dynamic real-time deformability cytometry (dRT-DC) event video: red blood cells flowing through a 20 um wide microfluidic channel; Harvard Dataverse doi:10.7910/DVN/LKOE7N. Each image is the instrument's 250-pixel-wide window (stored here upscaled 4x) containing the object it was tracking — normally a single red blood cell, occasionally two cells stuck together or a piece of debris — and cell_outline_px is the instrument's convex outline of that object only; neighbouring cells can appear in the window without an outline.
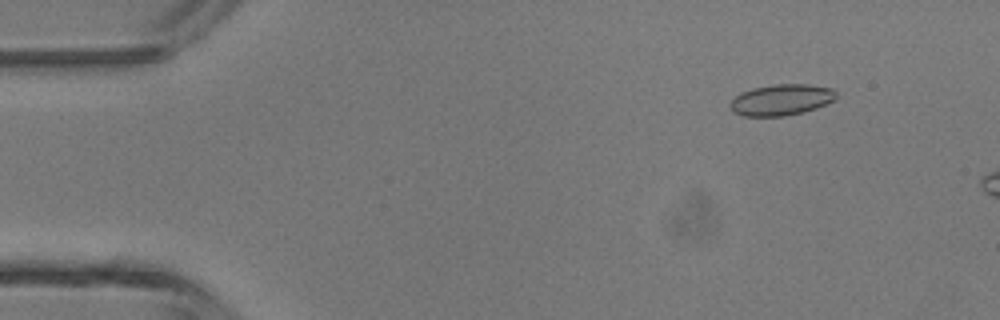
{"species": "common noctule bat (a hibernating species)", "species_latin": "Nyctalus noctula", "temperature_condition": "room temperature", "stored_images_in_passage": 10, "camera_frame_rate_fps": 3000, "um_per_image_px": 0.085, "animal": {"sex": "male", "body_mass_g": 13.3}, "frame": {"image": 1, "passage_image": 6, "time_ms": 1.667, "image_size_px": [1000, 320], "cell_outline_px": [[836, 96], [832, 100], [816, 108], [804, 112], [784, 116], [744, 116], [732, 112], [728, 104], [740, 92], [752, 88], [776, 84], [808, 84], [832, 88], [836, 92]], "centroid_in_image_um": [66.37, 8.48], "position_along_channel_um": 18.6, "area_um2": 19.25}}